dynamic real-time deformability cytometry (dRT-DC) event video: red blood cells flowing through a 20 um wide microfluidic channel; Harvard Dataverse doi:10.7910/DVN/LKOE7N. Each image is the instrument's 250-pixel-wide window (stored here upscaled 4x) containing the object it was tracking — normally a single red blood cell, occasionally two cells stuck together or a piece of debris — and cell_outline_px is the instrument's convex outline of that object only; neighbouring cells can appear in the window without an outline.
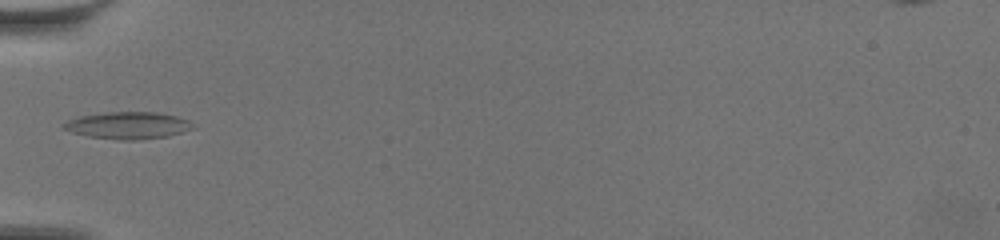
{"species": "common noctule bat (a hibernating species)", "species_latin": "Nyctalus noctula", "temperature_condition": "warm", "stored_images_in_passage": 25, "camera_frame_rate_fps": 3000, "um_per_image_px": 0.085, "animal": {"sex": "female", "body_mass_g": 19.5, "forearm_length_mm": 54.1}, "frame": {"image": 1, "passage_image": 1, "time_ms": 0.0, "image_size_px": [1000, 240], "cell_outline_px": [[196, 128], [168, 136], [132, 140], [120, 140], [88, 136], [72, 132], [64, 128], [60, 124], [68, 120], [80, 116], [108, 112], [160, 112], [176, 116], [188, 120]], "centroid_in_image_um": [10.89, 10.65], "position_along_channel_um": 74.1, "area_um2": 20.29}}
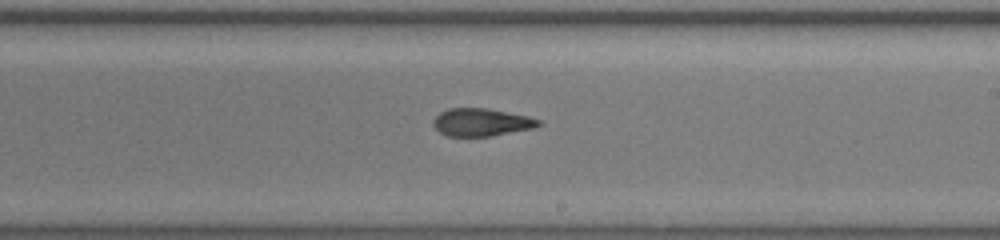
{"frame": {"image": 2, "passage_image": 12, "time_ms": 3.667, "image_size_px": [1000, 240], "cell_outline_px": [[544, 124], [532, 128], [492, 136], [444, 136], [432, 124], [432, 120], [440, 112], [448, 108], [488, 108], [528, 116], [540, 120]], "centroid_in_image_um": [40.91, 10.39], "position_along_channel_um": 248.1, "area_um2": 17.11}}
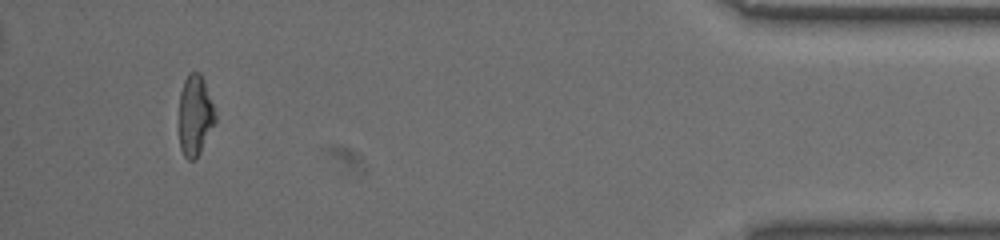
{"frame": {"image": 3, "passage_image": 22, "time_ms": 7.0, "image_size_px": [1000, 240], "cell_outline_px": [[216, 120], [200, 152], [192, 160], [188, 160], [184, 156], [180, 148], [180, 92], [184, 80], [188, 72], [200, 72], [204, 80], [216, 116]], "centroid_in_image_um": [16.57, 9.78], "position_along_channel_um": 418.6, "area_um2": 16.7}}